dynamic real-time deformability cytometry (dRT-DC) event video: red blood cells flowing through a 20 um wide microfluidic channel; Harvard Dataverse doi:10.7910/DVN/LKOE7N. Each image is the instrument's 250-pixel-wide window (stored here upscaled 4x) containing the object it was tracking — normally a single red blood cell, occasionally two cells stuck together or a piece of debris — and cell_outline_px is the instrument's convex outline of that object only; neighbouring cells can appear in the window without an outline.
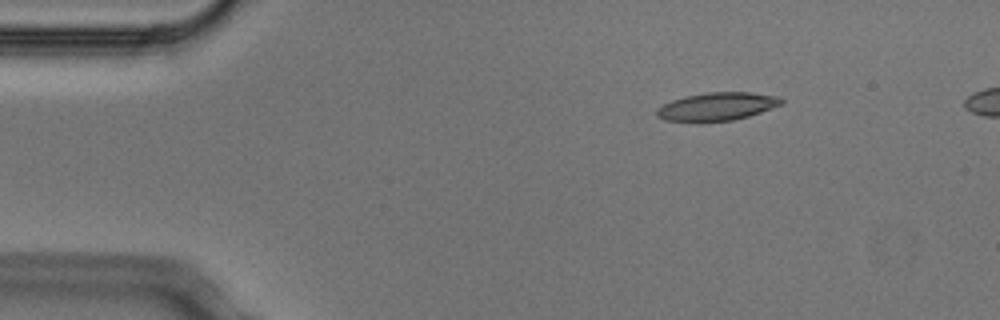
{"species": "Egyptian fruit bat (a non-hibernating species)", "species_latin": "Rousettus aegyptiacus", "temperature_condition": "cold", "stored_images_in_passage": 6, "camera_frame_rate_fps": 3000, "um_per_image_px": 0.085, "animal": {"sex": "male"}, "frame": {"image": 1, "passage_image": 3, "time_ms": 0.667, "image_size_px": [1000, 320], "cell_outline_px": [[784, 104], [748, 116], [732, 120], [696, 124], [664, 120], [656, 116], [656, 108], [672, 100], [684, 96], [704, 92], [752, 92], [780, 96], [784, 100]], "centroid_in_image_um": [60.91, 9.07], "position_along_channel_um": 24.1, "area_um2": 21.15}}